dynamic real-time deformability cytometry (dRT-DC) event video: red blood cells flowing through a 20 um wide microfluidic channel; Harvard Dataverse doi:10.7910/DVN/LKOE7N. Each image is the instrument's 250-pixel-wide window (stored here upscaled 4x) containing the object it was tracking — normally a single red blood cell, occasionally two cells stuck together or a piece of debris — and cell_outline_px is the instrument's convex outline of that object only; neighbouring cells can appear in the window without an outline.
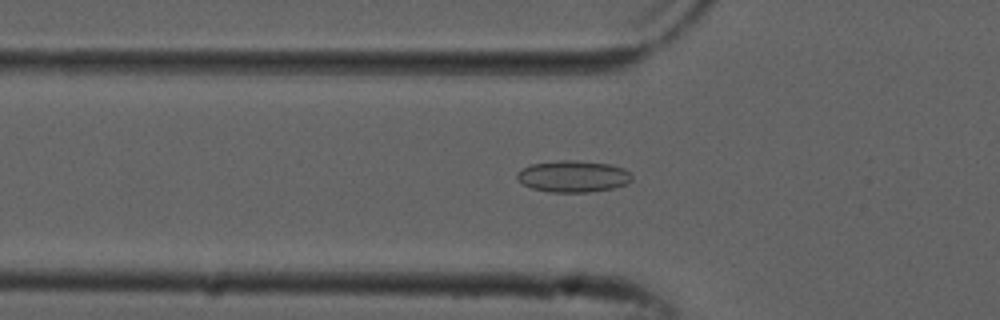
{"species": "common noctule bat (a hibernating species)", "species_latin": "Nyctalus noctula", "temperature_condition": "cold", "stored_images_in_passage": 38, "camera_frame_rate_fps": 3000, "um_per_image_px": 0.085, "animal": {"sex": "male", "forearm_length_mm": 52.5}, "frame": {"image": 1, "passage_image": 3, "time_ms": 0.667, "image_size_px": [1000, 320], "cell_outline_px": [[632, 180], [628, 184], [612, 188], [588, 192], [548, 192], [532, 188], [524, 184], [516, 176], [516, 172], [532, 164], [560, 160], [572, 160], [608, 164], [624, 168], [632, 176]], "centroid_in_image_um": [48.73, 14.99], "position_along_channel_um": 77.1, "area_um2": 20.98}}
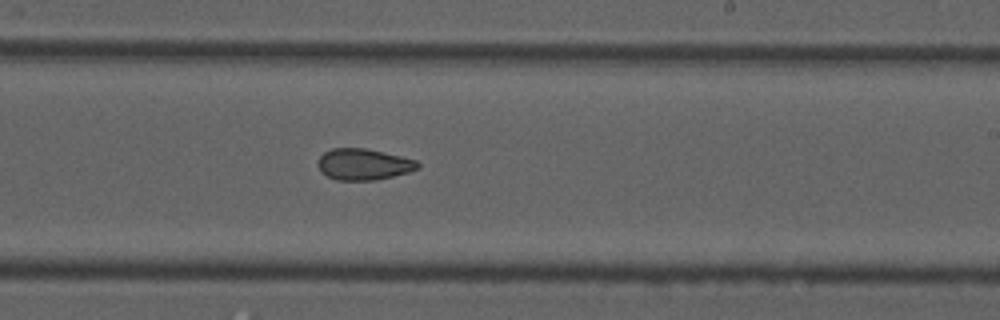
{"frame": {"image": 2, "passage_image": 17, "time_ms": 5.333, "image_size_px": [1000, 320], "cell_outline_px": [[420, 168], [408, 172], [376, 180], [336, 180], [320, 172], [316, 164], [320, 156], [324, 152], [332, 148], [364, 148], [384, 152], [416, 160], [420, 164]], "centroid_in_image_um": [30.87, 13.97], "position_along_channel_um": 258.1, "area_um2": 18.26}}
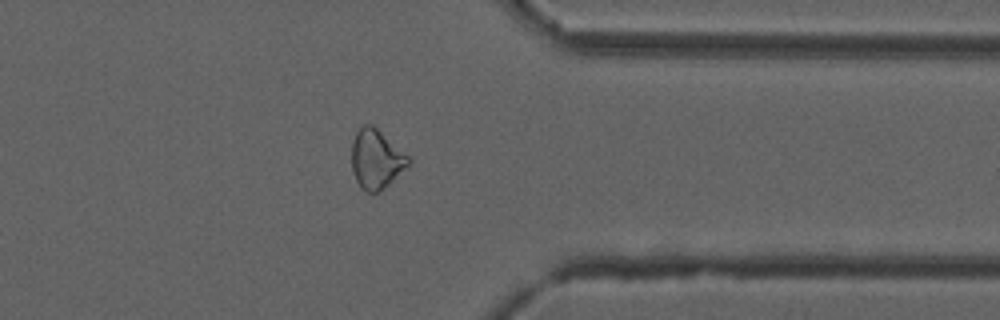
{"frame": {"image": 3, "passage_image": 27, "time_ms": 8.667, "image_size_px": [1000, 320], "cell_outline_px": [[412, 160], [388, 184], [376, 192], [368, 192], [360, 188], [352, 172], [352, 140], [356, 132], [364, 124], [372, 124], [408, 156]], "centroid_in_image_um": [31.93, 13.51], "position_along_channel_um": 379.5, "area_um2": 19.13}, "authors_computed_cell_mechanics": {"area_um2": 19.1607, "velocity_mm_per_s": 3.8721, "shape_relaxation_time_tau1_ms": null, "shape_relaxation_time_tau2_ms": 3.6713, "deformation_change_tau1": null, "deformation_change_tau2": 0.0983}}